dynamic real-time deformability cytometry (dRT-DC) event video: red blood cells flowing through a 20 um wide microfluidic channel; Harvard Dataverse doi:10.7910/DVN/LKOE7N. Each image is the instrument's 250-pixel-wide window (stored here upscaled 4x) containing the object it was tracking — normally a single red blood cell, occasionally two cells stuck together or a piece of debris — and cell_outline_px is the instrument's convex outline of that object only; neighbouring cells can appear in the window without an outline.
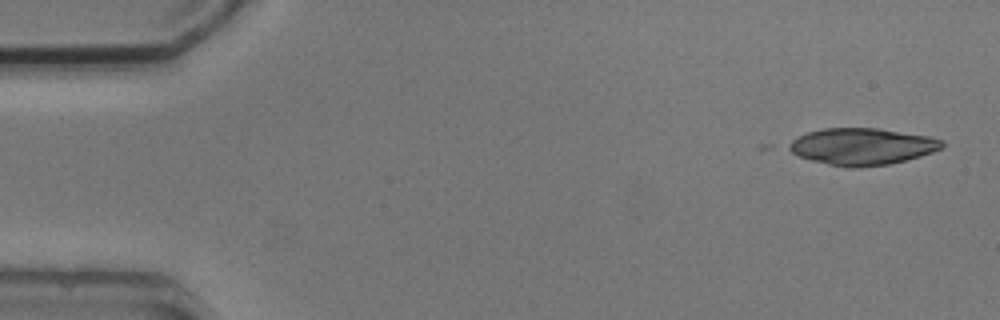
{"species": "common noctule bat (a hibernating species)", "species_latin": "Nyctalus noctula", "temperature_condition": "cold", "stored_images_in_passage": 3, "camera_frame_rate_fps": 3000, "um_per_image_px": 0.085, "animal": {"sex": "male", "body_mass_g": 20.5, "forearm_length_mm": 52.5}, "frame": {"image": 1, "passage_image": 1, "time_ms": 0.0, "image_size_px": [1000, 320], "cell_outline_px": [[944, 148], [920, 156], [888, 164], [828, 164], [812, 160], [800, 156], [784, 148], [784, 144], [808, 132], [824, 128], [880, 128], [928, 136], [944, 140]], "centroid_in_image_um": [73.28, 12.4], "position_along_channel_um": 11.7, "area_um2": 31.96}}